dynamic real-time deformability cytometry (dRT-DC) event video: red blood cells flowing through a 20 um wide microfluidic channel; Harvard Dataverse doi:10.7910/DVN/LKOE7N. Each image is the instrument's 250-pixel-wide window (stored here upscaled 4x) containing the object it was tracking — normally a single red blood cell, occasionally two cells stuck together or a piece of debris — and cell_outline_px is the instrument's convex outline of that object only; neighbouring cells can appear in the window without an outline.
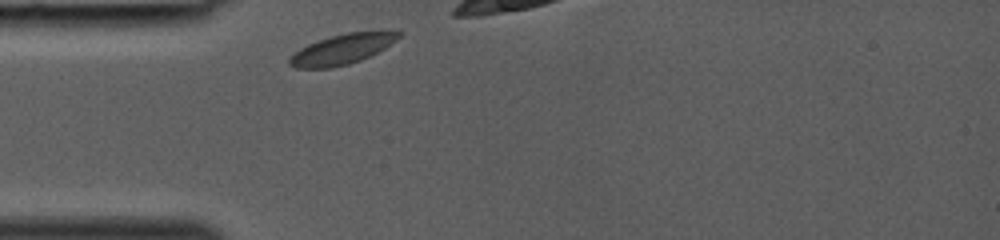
{"species": "common noctule bat (a hibernating species)", "species_latin": "Nyctalus noctula", "temperature_condition": "room temperature", "stored_images_in_passage": 25, "camera_frame_rate_fps": 3000, "um_per_image_px": 0.085, "animal": {"sex": "female", "body_mass_g": 19.0, "forearm_length_mm": 53.3}, "frame": {"image": 1, "passage_image": 1, "time_ms": 0.0, "image_size_px": [1000, 240], "cell_outline_px": [[404, 32], [396, 40], [384, 48], [360, 60], [348, 64], [332, 68], [296, 68], [288, 64], [288, 60], [300, 48], [308, 44], [332, 36], [348, 32]], "centroid_in_image_um": [29.04, 4.2], "position_along_channel_um": 56.0, "area_um2": 18.61}}
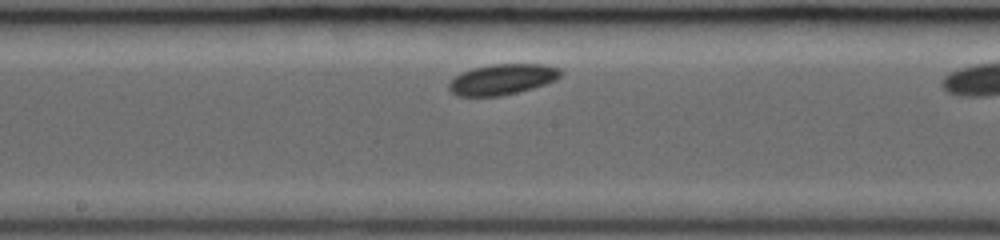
{"frame": {"image": 2, "passage_image": 11, "time_ms": 3.333, "image_size_px": [1000, 240], "cell_outline_px": [[564, 72], [556, 80], [532, 88], [500, 96], [456, 96], [448, 88], [448, 84], [456, 76], [472, 68], [492, 64], [544, 64], [560, 68]], "centroid_in_image_um": [42.72, 6.74], "position_along_channel_um": 205.5, "area_um2": 19.88}}
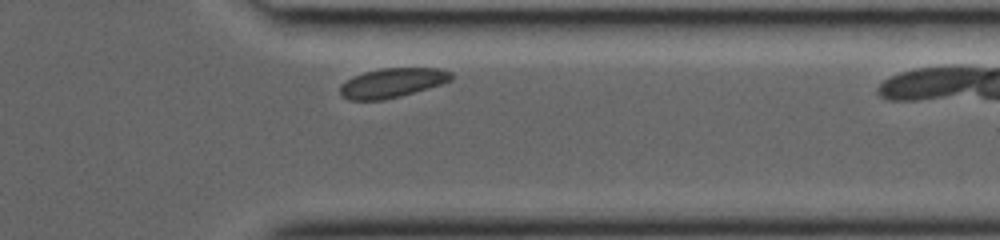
{"frame": {"image": 3, "passage_image": 22, "time_ms": 7.0, "image_size_px": [1000, 240], "cell_outline_px": [[452, 80], [440, 84], [400, 96], [384, 100], [348, 100], [340, 92], [340, 84], [364, 72], [380, 68], [440, 68], [452, 72]], "centroid_in_image_um": [33.35, 7.03], "position_along_channel_um": 378.1, "area_um2": 18.84}}